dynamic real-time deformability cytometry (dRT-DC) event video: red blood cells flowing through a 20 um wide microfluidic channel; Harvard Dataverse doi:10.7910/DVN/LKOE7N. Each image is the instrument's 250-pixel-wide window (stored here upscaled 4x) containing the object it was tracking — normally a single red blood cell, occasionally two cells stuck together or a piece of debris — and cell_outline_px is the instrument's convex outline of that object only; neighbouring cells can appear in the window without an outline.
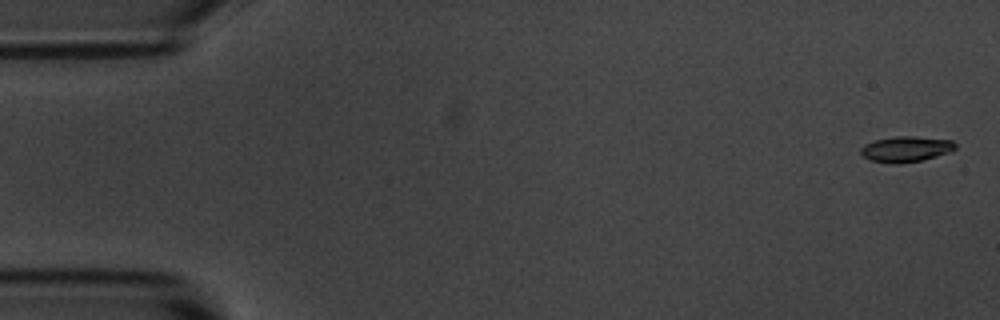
{"species": "common noctule bat (a hibernating species)", "species_latin": "Nyctalus noctula", "temperature_condition": "room temperature", "stored_images_in_passage": 5, "camera_frame_rate_fps": 3000, "um_per_image_px": 0.085, "animal": {"sex": "male", "body_mass_g": 20.1, "forearm_length_mm": 53.5}, "frame": {"image": 1, "passage_image": 1, "time_ms": 0.0, "image_size_px": [1000, 320], "cell_outline_px": [[956, 148], [952, 152], [920, 160], [896, 164], [872, 160], [864, 156], [860, 152], [860, 148], [864, 144], [876, 140], [892, 136], [912, 136], [952, 140], [956, 144]], "centroid_in_image_um": [77.02, 12.66], "position_along_channel_um": 8.0, "area_um2": 14.05}}
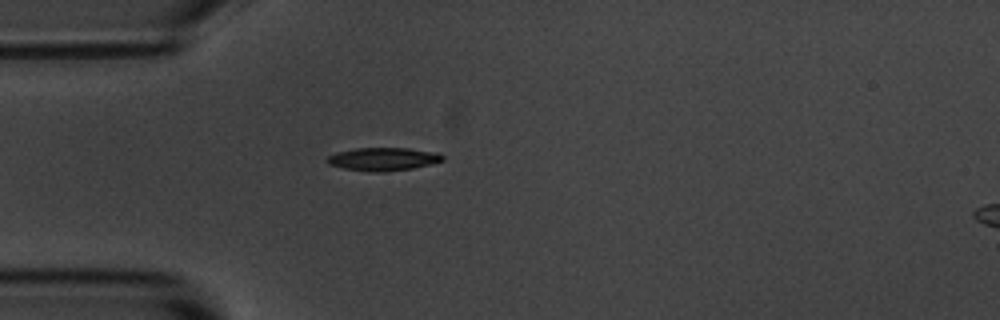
{"frame": {"image": 2, "passage_image": 5, "time_ms": 4.667, "image_size_px": [1000, 320], "cell_outline_px": [[444, 160], [412, 168], [384, 172], [368, 172], [344, 168], [328, 164], [324, 160], [328, 156], [336, 152], [356, 148], [408, 148], [432, 152], [444, 156]], "centroid_in_image_um": [32.49, 13.52], "position_along_channel_um": 52.5, "area_um2": 15.43}}